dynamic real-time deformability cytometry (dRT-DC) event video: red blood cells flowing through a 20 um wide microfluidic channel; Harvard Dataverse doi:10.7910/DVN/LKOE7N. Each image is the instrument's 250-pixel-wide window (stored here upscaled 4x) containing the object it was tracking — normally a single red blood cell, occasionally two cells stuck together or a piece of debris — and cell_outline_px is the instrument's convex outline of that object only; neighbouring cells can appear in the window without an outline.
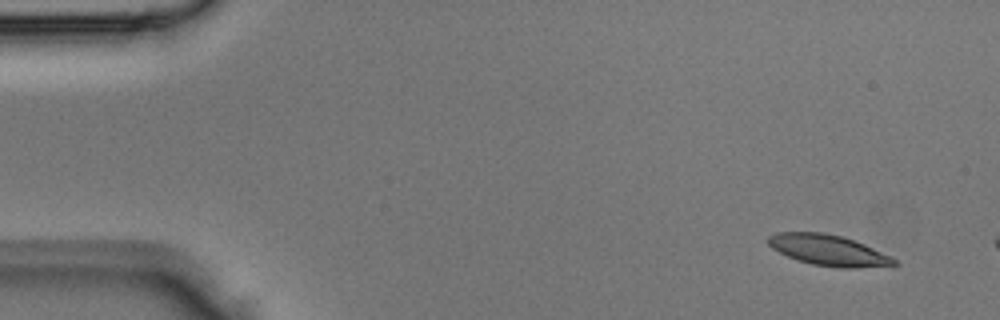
{"species": "Egyptian fruit bat (a non-hibernating species)", "species_latin": "Rousettus aegyptiacus", "temperature_condition": "room temperature", "stored_images_in_passage": 3, "camera_frame_rate_fps": 3000, "um_per_image_px": 0.085, "animal": {"sex": "male"}, "frame": {"image": 1, "passage_image": 1, "time_ms": 0.0, "image_size_px": [1000, 320], "cell_outline_px": [[900, 264], [892, 268], [836, 268], [812, 264], [788, 256], [772, 248], [768, 244], [768, 236], [776, 232], [824, 232], [840, 236], [864, 244], [892, 256]], "centroid_in_image_um": [70.53, 21.3], "position_along_channel_um": 14.5, "area_um2": 23.0}}